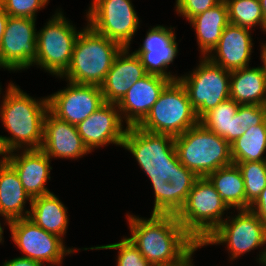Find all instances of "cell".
I'll use <instances>...</instances> for the list:
<instances>
[{
    "label": "cell",
    "instance_id": "obj_45",
    "mask_svg": "<svg viewBox=\"0 0 266 266\" xmlns=\"http://www.w3.org/2000/svg\"><path fill=\"white\" fill-rule=\"evenodd\" d=\"M259 263H261V264H262V266H266V263H265V262H263V261H260Z\"/></svg>",
    "mask_w": 266,
    "mask_h": 266
},
{
    "label": "cell",
    "instance_id": "obj_3",
    "mask_svg": "<svg viewBox=\"0 0 266 266\" xmlns=\"http://www.w3.org/2000/svg\"><path fill=\"white\" fill-rule=\"evenodd\" d=\"M6 91L0 107V118L12 137L0 135L4 153L41 149L44 120L49 110L48 98L36 101L11 82Z\"/></svg>",
    "mask_w": 266,
    "mask_h": 266
},
{
    "label": "cell",
    "instance_id": "obj_23",
    "mask_svg": "<svg viewBox=\"0 0 266 266\" xmlns=\"http://www.w3.org/2000/svg\"><path fill=\"white\" fill-rule=\"evenodd\" d=\"M230 98L240 105L266 106V77L263 66L231 71Z\"/></svg>",
    "mask_w": 266,
    "mask_h": 266
},
{
    "label": "cell",
    "instance_id": "obj_27",
    "mask_svg": "<svg viewBox=\"0 0 266 266\" xmlns=\"http://www.w3.org/2000/svg\"><path fill=\"white\" fill-rule=\"evenodd\" d=\"M230 147L233 162L266 161L263 157L266 151L265 121L248 128L241 137L230 144Z\"/></svg>",
    "mask_w": 266,
    "mask_h": 266
},
{
    "label": "cell",
    "instance_id": "obj_39",
    "mask_svg": "<svg viewBox=\"0 0 266 266\" xmlns=\"http://www.w3.org/2000/svg\"><path fill=\"white\" fill-rule=\"evenodd\" d=\"M265 244H266V225H264V230H263V245ZM258 259H259V262L263 261L266 263V249L261 251Z\"/></svg>",
    "mask_w": 266,
    "mask_h": 266
},
{
    "label": "cell",
    "instance_id": "obj_9",
    "mask_svg": "<svg viewBox=\"0 0 266 266\" xmlns=\"http://www.w3.org/2000/svg\"><path fill=\"white\" fill-rule=\"evenodd\" d=\"M201 58L193 72L178 78L187 90L198 119L230 98L231 71L212 63L207 57Z\"/></svg>",
    "mask_w": 266,
    "mask_h": 266
},
{
    "label": "cell",
    "instance_id": "obj_29",
    "mask_svg": "<svg viewBox=\"0 0 266 266\" xmlns=\"http://www.w3.org/2000/svg\"><path fill=\"white\" fill-rule=\"evenodd\" d=\"M240 104L229 98L205 113L199 122L229 143V124Z\"/></svg>",
    "mask_w": 266,
    "mask_h": 266
},
{
    "label": "cell",
    "instance_id": "obj_8",
    "mask_svg": "<svg viewBox=\"0 0 266 266\" xmlns=\"http://www.w3.org/2000/svg\"><path fill=\"white\" fill-rule=\"evenodd\" d=\"M79 33L61 11L55 13L47 25L37 32V56L33 65L61 77L70 65Z\"/></svg>",
    "mask_w": 266,
    "mask_h": 266
},
{
    "label": "cell",
    "instance_id": "obj_19",
    "mask_svg": "<svg viewBox=\"0 0 266 266\" xmlns=\"http://www.w3.org/2000/svg\"><path fill=\"white\" fill-rule=\"evenodd\" d=\"M16 154H5V161L16 171L25 191L31 198L46 195L50 192L46 182L50 179V157L41 149L23 150Z\"/></svg>",
    "mask_w": 266,
    "mask_h": 266
},
{
    "label": "cell",
    "instance_id": "obj_16",
    "mask_svg": "<svg viewBox=\"0 0 266 266\" xmlns=\"http://www.w3.org/2000/svg\"><path fill=\"white\" fill-rule=\"evenodd\" d=\"M172 30V27L167 28L161 25L153 27L148 30L141 48L134 51L147 74L158 75L170 81L179 78L166 70L178 53L176 36Z\"/></svg>",
    "mask_w": 266,
    "mask_h": 266
},
{
    "label": "cell",
    "instance_id": "obj_41",
    "mask_svg": "<svg viewBox=\"0 0 266 266\" xmlns=\"http://www.w3.org/2000/svg\"><path fill=\"white\" fill-rule=\"evenodd\" d=\"M259 1H260L263 16L266 22V0H259Z\"/></svg>",
    "mask_w": 266,
    "mask_h": 266
},
{
    "label": "cell",
    "instance_id": "obj_37",
    "mask_svg": "<svg viewBox=\"0 0 266 266\" xmlns=\"http://www.w3.org/2000/svg\"><path fill=\"white\" fill-rule=\"evenodd\" d=\"M2 266H44V264L29 258L17 257L12 260L10 259L9 261H5Z\"/></svg>",
    "mask_w": 266,
    "mask_h": 266
},
{
    "label": "cell",
    "instance_id": "obj_33",
    "mask_svg": "<svg viewBox=\"0 0 266 266\" xmlns=\"http://www.w3.org/2000/svg\"><path fill=\"white\" fill-rule=\"evenodd\" d=\"M119 249L117 266H152L140 253V251L124 237L119 243L84 248V250Z\"/></svg>",
    "mask_w": 266,
    "mask_h": 266
},
{
    "label": "cell",
    "instance_id": "obj_10",
    "mask_svg": "<svg viewBox=\"0 0 266 266\" xmlns=\"http://www.w3.org/2000/svg\"><path fill=\"white\" fill-rule=\"evenodd\" d=\"M86 16L94 31L122 48H129L140 23L131 0H93Z\"/></svg>",
    "mask_w": 266,
    "mask_h": 266
},
{
    "label": "cell",
    "instance_id": "obj_25",
    "mask_svg": "<svg viewBox=\"0 0 266 266\" xmlns=\"http://www.w3.org/2000/svg\"><path fill=\"white\" fill-rule=\"evenodd\" d=\"M28 218L47 232L62 238L68 226L67 209L56 195L49 193L32 198Z\"/></svg>",
    "mask_w": 266,
    "mask_h": 266
},
{
    "label": "cell",
    "instance_id": "obj_22",
    "mask_svg": "<svg viewBox=\"0 0 266 266\" xmlns=\"http://www.w3.org/2000/svg\"><path fill=\"white\" fill-rule=\"evenodd\" d=\"M27 201L31 204L32 198L25 191L16 171L5 161V157H2L0 159V212L7 224L29 216L30 211L24 209Z\"/></svg>",
    "mask_w": 266,
    "mask_h": 266
},
{
    "label": "cell",
    "instance_id": "obj_36",
    "mask_svg": "<svg viewBox=\"0 0 266 266\" xmlns=\"http://www.w3.org/2000/svg\"><path fill=\"white\" fill-rule=\"evenodd\" d=\"M249 210L266 225V187L262 190L258 198L250 205Z\"/></svg>",
    "mask_w": 266,
    "mask_h": 266
},
{
    "label": "cell",
    "instance_id": "obj_11",
    "mask_svg": "<svg viewBox=\"0 0 266 266\" xmlns=\"http://www.w3.org/2000/svg\"><path fill=\"white\" fill-rule=\"evenodd\" d=\"M12 240L26 254L21 257L59 266L66 255L76 249H66L63 238L47 232L28 217L8 222Z\"/></svg>",
    "mask_w": 266,
    "mask_h": 266
},
{
    "label": "cell",
    "instance_id": "obj_42",
    "mask_svg": "<svg viewBox=\"0 0 266 266\" xmlns=\"http://www.w3.org/2000/svg\"><path fill=\"white\" fill-rule=\"evenodd\" d=\"M0 216H3L1 212H0ZM3 232H4V231H3V228H2L1 223H0V243H2V241H3V240H2V238H3V235H2Z\"/></svg>",
    "mask_w": 266,
    "mask_h": 266
},
{
    "label": "cell",
    "instance_id": "obj_6",
    "mask_svg": "<svg viewBox=\"0 0 266 266\" xmlns=\"http://www.w3.org/2000/svg\"><path fill=\"white\" fill-rule=\"evenodd\" d=\"M228 209L211 182L206 177H199L176 218L184 230L201 245L224 221V211Z\"/></svg>",
    "mask_w": 266,
    "mask_h": 266
},
{
    "label": "cell",
    "instance_id": "obj_30",
    "mask_svg": "<svg viewBox=\"0 0 266 266\" xmlns=\"http://www.w3.org/2000/svg\"><path fill=\"white\" fill-rule=\"evenodd\" d=\"M240 169L245 183L246 210L266 187V161L233 162Z\"/></svg>",
    "mask_w": 266,
    "mask_h": 266
},
{
    "label": "cell",
    "instance_id": "obj_12",
    "mask_svg": "<svg viewBox=\"0 0 266 266\" xmlns=\"http://www.w3.org/2000/svg\"><path fill=\"white\" fill-rule=\"evenodd\" d=\"M237 215L225 220L200 245L225 244L234 260L247 252L263 246L264 224L251 210H238ZM229 219V220H228Z\"/></svg>",
    "mask_w": 266,
    "mask_h": 266
},
{
    "label": "cell",
    "instance_id": "obj_32",
    "mask_svg": "<svg viewBox=\"0 0 266 266\" xmlns=\"http://www.w3.org/2000/svg\"><path fill=\"white\" fill-rule=\"evenodd\" d=\"M199 177L184 165L178 162V169H175L169 183L173 189V214L176 215L184 205L189 192Z\"/></svg>",
    "mask_w": 266,
    "mask_h": 266
},
{
    "label": "cell",
    "instance_id": "obj_17",
    "mask_svg": "<svg viewBox=\"0 0 266 266\" xmlns=\"http://www.w3.org/2000/svg\"><path fill=\"white\" fill-rule=\"evenodd\" d=\"M169 82L170 80L164 77L147 74L134 83L117 103L118 110L122 119H125L127 127L138 126L145 119Z\"/></svg>",
    "mask_w": 266,
    "mask_h": 266
},
{
    "label": "cell",
    "instance_id": "obj_2",
    "mask_svg": "<svg viewBox=\"0 0 266 266\" xmlns=\"http://www.w3.org/2000/svg\"><path fill=\"white\" fill-rule=\"evenodd\" d=\"M175 138L145 131L138 126L127 127L122 147L136 158L149 177L154 194L152 214H173V189L169 178L178 169Z\"/></svg>",
    "mask_w": 266,
    "mask_h": 266
},
{
    "label": "cell",
    "instance_id": "obj_44",
    "mask_svg": "<svg viewBox=\"0 0 266 266\" xmlns=\"http://www.w3.org/2000/svg\"><path fill=\"white\" fill-rule=\"evenodd\" d=\"M0 155H2L3 157H5V153H4V151H3L2 147H1V144H0Z\"/></svg>",
    "mask_w": 266,
    "mask_h": 266
},
{
    "label": "cell",
    "instance_id": "obj_14",
    "mask_svg": "<svg viewBox=\"0 0 266 266\" xmlns=\"http://www.w3.org/2000/svg\"><path fill=\"white\" fill-rule=\"evenodd\" d=\"M64 90L48 96L49 111L57 118L77 125L105 104L100 86L68 81Z\"/></svg>",
    "mask_w": 266,
    "mask_h": 266
},
{
    "label": "cell",
    "instance_id": "obj_40",
    "mask_svg": "<svg viewBox=\"0 0 266 266\" xmlns=\"http://www.w3.org/2000/svg\"><path fill=\"white\" fill-rule=\"evenodd\" d=\"M261 59H262V62L264 65L263 68H264V71H265V77H266V43L265 44H262L261 45Z\"/></svg>",
    "mask_w": 266,
    "mask_h": 266
},
{
    "label": "cell",
    "instance_id": "obj_5",
    "mask_svg": "<svg viewBox=\"0 0 266 266\" xmlns=\"http://www.w3.org/2000/svg\"><path fill=\"white\" fill-rule=\"evenodd\" d=\"M174 145L180 163L198 177L233 164L230 144L200 122L175 137Z\"/></svg>",
    "mask_w": 266,
    "mask_h": 266
},
{
    "label": "cell",
    "instance_id": "obj_13",
    "mask_svg": "<svg viewBox=\"0 0 266 266\" xmlns=\"http://www.w3.org/2000/svg\"><path fill=\"white\" fill-rule=\"evenodd\" d=\"M36 19L9 16L0 43V67L12 71L33 66L37 56Z\"/></svg>",
    "mask_w": 266,
    "mask_h": 266
},
{
    "label": "cell",
    "instance_id": "obj_46",
    "mask_svg": "<svg viewBox=\"0 0 266 266\" xmlns=\"http://www.w3.org/2000/svg\"><path fill=\"white\" fill-rule=\"evenodd\" d=\"M264 121H265V125H266V112H265V115H264Z\"/></svg>",
    "mask_w": 266,
    "mask_h": 266
},
{
    "label": "cell",
    "instance_id": "obj_26",
    "mask_svg": "<svg viewBox=\"0 0 266 266\" xmlns=\"http://www.w3.org/2000/svg\"><path fill=\"white\" fill-rule=\"evenodd\" d=\"M206 178L229 208L246 210L245 183L236 164L219 168Z\"/></svg>",
    "mask_w": 266,
    "mask_h": 266
},
{
    "label": "cell",
    "instance_id": "obj_28",
    "mask_svg": "<svg viewBox=\"0 0 266 266\" xmlns=\"http://www.w3.org/2000/svg\"><path fill=\"white\" fill-rule=\"evenodd\" d=\"M228 7L229 22L253 28L259 25L266 32V22L259 0H224Z\"/></svg>",
    "mask_w": 266,
    "mask_h": 266
},
{
    "label": "cell",
    "instance_id": "obj_20",
    "mask_svg": "<svg viewBox=\"0 0 266 266\" xmlns=\"http://www.w3.org/2000/svg\"><path fill=\"white\" fill-rule=\"evenodd\" d=\"M250 30L252 29L229 23L224 28L218 44L206 57L228 71L249 66L253 47Z\"/></svg>",
    "mask_w": 266,
    "mask_h": 266
},
{
    "label": "cell",
    "instance_id": "obj_43",
    "mask_svg": "<svg viewBox=\"0 0 266 266\" xmlns=\"http://www.w3.org/2000/svg\"><path fill=\"white\" fill-rule=\"evenodd\" d=\"M192 260L193 259H189L184 265H182V266H194L193 264H192Z\"/></svg>",
    "mask_w": 266,
    "mask_h": 266
},
{
    "label": "cell",
    "instance_id": "obj_15",
    "mask_svg": "<svg viewBox=\"0 0 266 266\" xmlns=\"http://www.w3.org/2000/svg\"><path fill=\"white\" fill-rule=\"evenodd\" d=\"M117 109L116 103H105L76 125L84 145L90 152L110 143L122 146L127 126L123 129V119Z\"/></svg>",
    "mask_w": 266,
    "mask_h": 266
},
{
    "label": "cell",
    "instance_id": "obj_24",
    "mask_svg": "<svg viewBox=\"0 0 266 266\" xmlns=\"http://www.w3.org/2000/svg\"><path fill=\"white\" fill-rule=\"evenodd\" d=\"M189 22L195 29L202 55L206 57L218 44L224 28L230 23L226 2L222 0L215 7L191 18Z\"/></svg>",
    "mask_w": 266,
    "mask_h": 266
},
{
    "label": "cell",
    "instance_id": "obj_21",
    "mask_svg": "<svg viewBox=\"0 0 266 266\" xmlns=\"http://www.w3.org/2000/svg\"><path fill=\"white\" fill-rule=\"evenodd\" d=\"M129 48L115 56L105 81L100 86L105 103H118L139 79L147 75L139 57Z\"/></svg>",
    "mask_w": 266,
    "mask_h": 266
},
{
    "label": "cell",
    "instance_id": "obj_31",
    "mask_svg": "<svg viewBox=\"0 0 266 266\" xmlns=\"http://www.w3.org/2000/svg\"><path fill=\"white\" fill-rule=\"evenodd\" d=\"M266 106L240 105L229 124V144L241 137L248 128L264 121Z\"/></svg>",
    "mask_w": 266,
    "mask_h": 266
},
{
    "label": "cell",
    "instance_id": "obj_35",
    "mask_svg": "<svg viewBox=\"0 0 266 266\" xmlns=\"http://www.w3.org/2000/svg\"><path fill=\"white\" fill-rule=\"evenodd\" d=\"M222 0H176L177 14H181L187 20L215 7Z\"/></svg>",
    "mask_w": 266,
    "mask_h": 266
},
{
    "label": "cell",
    "instance_id": "obj_4",
    "mask_svg": "<svg viewBox=\"0 0 266 266\" xmlns=\"http://www.w3.org/2000/svg\"><path fill=\"white\" fill-rule=\"evenodd\" d=\"M121 49L117 42L87 24L75 41L70 65L61 78L77 84L101 86Z\"/></svg>",
    "mask_w": 266,
    "mask_h": 266
},
{
    "label": "cell",
    "instance_id": "obj_7",
    "mask_svg": "<svg viewBox=\"0 0 266 266\" xmlns=\"http://www.w3.org/2000/svg\"><path fill=\"white\" fill-rule=\"evenodd\" d=\"M199 122L191 106L187 90L179 79L170 81L138 125L152 132L177 137Z\"/></svg>",
    "mask_w": 266,
    "mask_h": 266
},
{
    "label": "cell",
    "instance_id": "obj_38",
    "mask_svg": "<svg viewBox=\"0 0 266 266\" xmlns=\"http://www.w3.org/2000/svg\"><path fill=\"white\" fill-rule=\"evenodd\" d=\"M8 18L9 15L4 11L3 7L0 5V43L5 31Z\"/></svg>",
    "mask_w": 266,
    "mask_h": 266
},
{
    "label": "cell",
    "instance_id": "obj_18",
    "mask_svg": "<svg viewBox=\"0 0 266 266\" xmlns=\"http://www.w3.org/2000/svg\"><path fill=\"white\" fill-rule=\"evenodd\" d=\"M41 150L50 158H79L91 153L84 145L76 125L57 118L49 110L44 120Z\"/></svg>",
    "mask_w": 266,
    "mask_h": 266
},
{
    "label": "cell",
    "instance_id": "obj_34",
    "mask_svg": "<svg viewBox=\"0 0 266 266\" xmlns=\"http://www.w3.org/2000/svg\"><path fill=\"white\" fill-rule=\"evenodd\" d=\"M49 0H0L4 11L12 17L36 19L38 9H42Z\"/></svg>",
    "mask_w": 266,
    "mask_h": 266
},
{
    "label": "cell",
    "instance_id": "obj_1",
    "mask_svg": "<svg viewBox=\"0 0 266 266\" xmlns=\"http://www.w3.org/2000/svg\"><path fill=\"white\" fill-rule=\"evenodd\" d=\"M127 216L131 231L127 239L152 266H182L200 248L174 214Z\"/></svg>",
    "mask_w": 266,
    "mask_h": 266
}]
</instances>
